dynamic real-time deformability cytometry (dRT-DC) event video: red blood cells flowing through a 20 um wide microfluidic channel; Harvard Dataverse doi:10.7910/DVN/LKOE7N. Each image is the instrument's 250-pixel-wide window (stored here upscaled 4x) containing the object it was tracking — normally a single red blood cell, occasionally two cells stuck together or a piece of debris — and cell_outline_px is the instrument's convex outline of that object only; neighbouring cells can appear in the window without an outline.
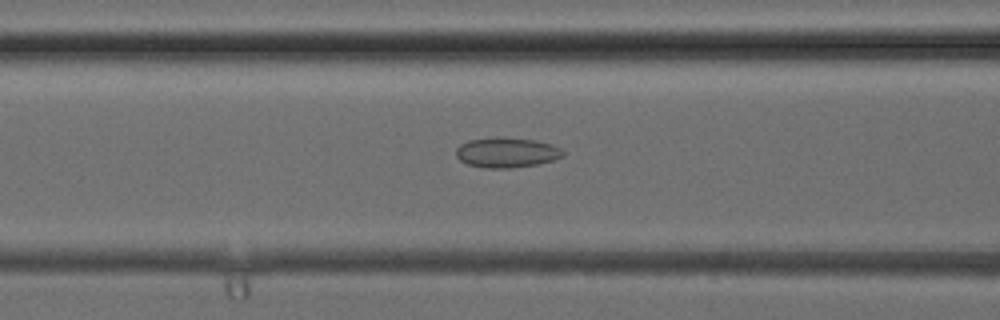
{"species": "common noctule bat (a hibernating species)", "species_latin": "Nyctalus noctula", "temperature_condition": "cold", "stored_images_in_passage": 38, "camera_frame_rate_fps": 3000, "um_per_image_px": 0.085, "animal": {"sex": "female", "body_mass_g": 24.6, "forearm_length_mm": 56.2}, "frame": {"image": 1, "passage_image": 15, "time_ms": 4.667, "image_size_px": [1000, 320], "cell_outline_px": [[564, 156], [540, 164], [512, 168], [484, 168], [468, 164], [460, 160], [456, 156], [456, 148], [460, 144], [468, 140], [492, 136], [496, 136], [536, 140], [552, 144], [560, 148], [564, 152]], "centroid_in_image_um": [43.06, 12.95], "position_along_channel_um": 123.5, "area_um2": 19.07}}
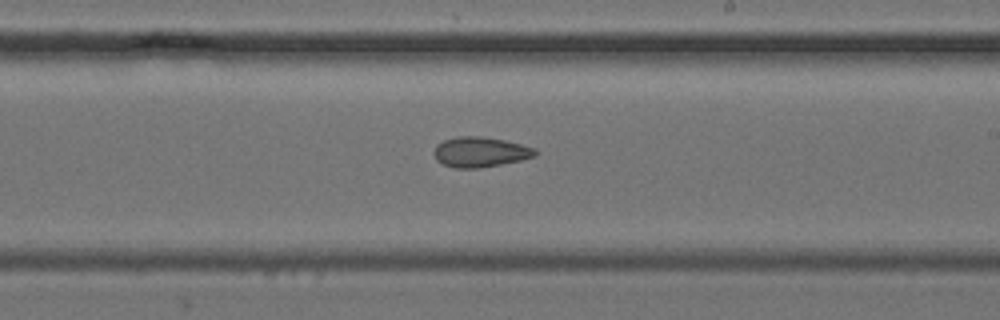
{"frame": {"image": 2, "passage_image": 22, "time_ms": 7.0, "image_size_px": [1000, 320], "cell_outline_px": [[536, 156], [520, 160], [480, 168], [456, 168], [444, 164], [436, 160], [432, 152], [436, 144], [444, 140], [456, 136], [476, 136], [504, 140], [536, 148]], "centroid_in_image_um": [40.78, 12.92], "position_along_channel_um": 248.2, "area_um2": 17.74}}
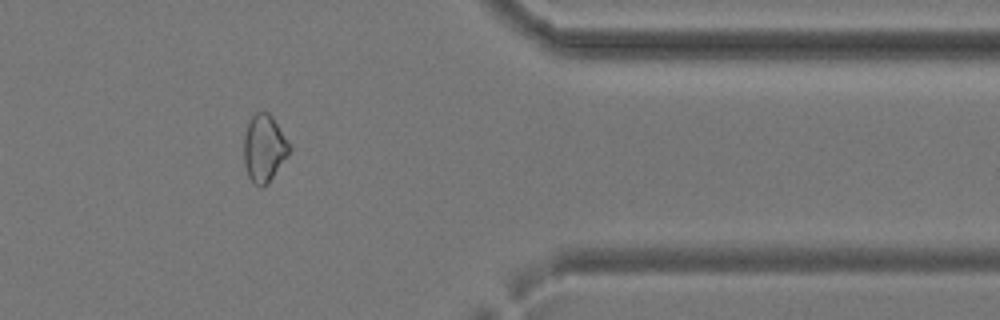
{"frame": {"image": 3, "passage_image": 31, "time_ms": 10.0, "image_size_px": [1000, 320], "cell_outline_px": [[292, 148], [268, 184], [264, 188], [260, 188], [248, 176], [244, 164], [244, 136], [248, 120], [256, 112], [268, 112], [272, 116], [292, 144]], "centroid_in_image_um": [22.46, 12.59], "position_along_channel_um": 388.9, "area_um2": 18.09}}